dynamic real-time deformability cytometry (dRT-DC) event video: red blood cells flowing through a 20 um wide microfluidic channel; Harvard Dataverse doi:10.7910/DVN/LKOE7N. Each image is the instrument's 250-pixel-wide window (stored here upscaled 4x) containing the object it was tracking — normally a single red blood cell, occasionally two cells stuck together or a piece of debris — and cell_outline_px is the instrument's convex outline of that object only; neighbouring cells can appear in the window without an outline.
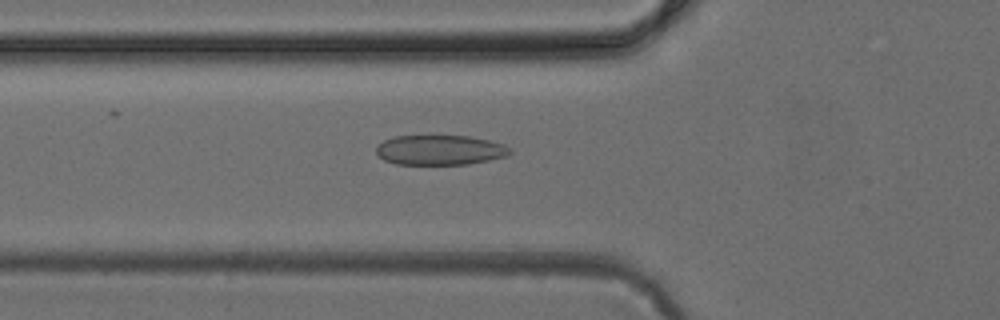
{"species": "common noctule bat (a hibernating species)", "species_latin": "Nyctalus noctula", "temperature_condition": "cold", "stored_images_in_passage": 48, "camera_frame_rate_fps": 3000, "um_per_image_px": 0.085, "animal": {"sex": "female", "body_mass_g": 24.6, "forearm_length_mm": 56.2}, "frame": {"image": 1, "passage_image": 17, "time_ms": 5.333, "image_size_px": [1000, 320], "cell_outline_px": [[512, 152], [508, 156], [468, 164], [396, 164], [384, 160], [376, 152], [376, 148], [384, 140], [392, 136], [468, 136], [488, 140], [504, 144], [512, 148]], "centroid_in_image_um": [37.43, 12.75], "position_along_channel_um": 88.4, "area_um2": 23.29}}
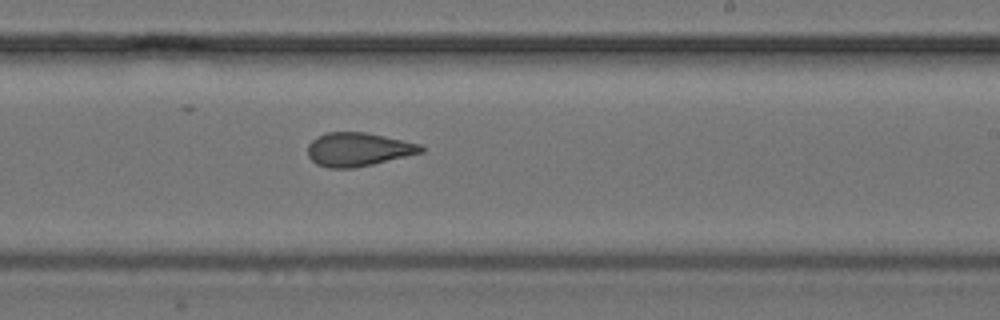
{"frame": {"image": 2, "passage_image": 29, "time_ms": 9.333, "image_size_px": [1000, 320], "cell_outline_px": [[424, 152], [372, 164], [352, 168], [328, 168], [316, 164], [308, 156], [308, 144], [316, 136], [328, 132], [368, 132], [420, 144], [424, 148]], "centroid_in_image_um": [30.43, 12.69], "position_along_channel_um": 258.6, "area_um2": 22.2}}
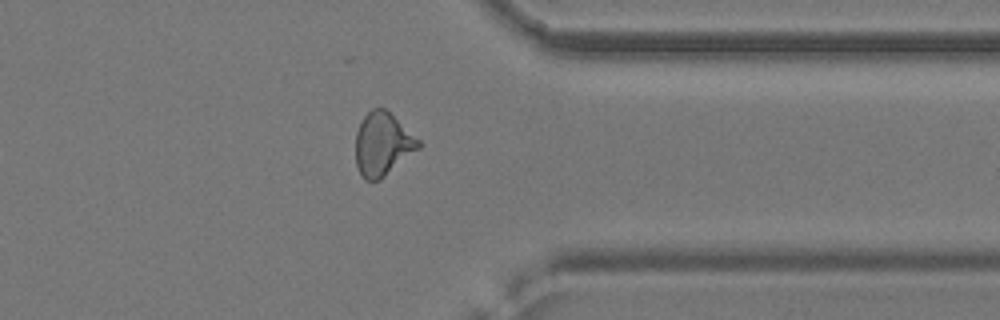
{"frame": {"image": 3, "passage_image": 38, "time_ms": 12.333, "image_size_px": [1000, 320], "cell_outline_px": [[424, 144], [420, 148], [380, 180], [364, 180], [356, 164], [356, 132], [360, 120], [372, 108], [384, 108], [420, 140]], "centroid_in_image_um": [32.52, 12.26], "position_along_channel_um": 378.9, "area_um2": 23.12}}